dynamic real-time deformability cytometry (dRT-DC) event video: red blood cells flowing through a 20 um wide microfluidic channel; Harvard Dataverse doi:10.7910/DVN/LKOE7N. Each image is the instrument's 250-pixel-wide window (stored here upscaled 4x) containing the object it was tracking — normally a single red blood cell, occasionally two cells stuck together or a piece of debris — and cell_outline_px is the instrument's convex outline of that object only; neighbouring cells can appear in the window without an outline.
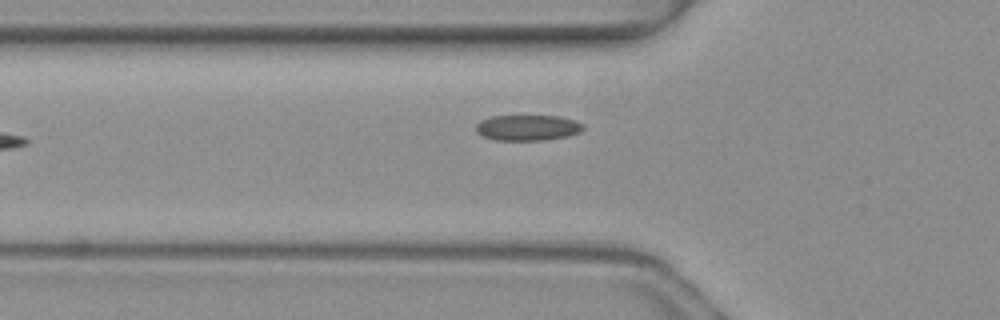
{"species": "common noctule bat (a hibernating species)", "species_latin": "Nyctalus noctula", "temperature_condition": "warm", "stored_images_in_passage": 4, "camera_frame_rate_fps": 3000, "um_per_image_px": 0.085, "animal": {"sex": "female", "body_mass_g": 19.3, "forearm_length_mm": 54.1}, "frame": {"image": 1, "passage_image": 4, "time_ms": 1.0, "image_size_px": [1000, 320], "cell_outline_px": [[584, 128], [580, 132], [568, 136], [544, 140], [496, 140], [484, 136], [476, 132], [476, 124], [480, 120], [492, 116], [560, 116], [576, 120], [584, 124]], "centroid_in_image_um": [44.87, 10.85], "position_along_channel_um": 80.9, "area_um2": 16.13}}